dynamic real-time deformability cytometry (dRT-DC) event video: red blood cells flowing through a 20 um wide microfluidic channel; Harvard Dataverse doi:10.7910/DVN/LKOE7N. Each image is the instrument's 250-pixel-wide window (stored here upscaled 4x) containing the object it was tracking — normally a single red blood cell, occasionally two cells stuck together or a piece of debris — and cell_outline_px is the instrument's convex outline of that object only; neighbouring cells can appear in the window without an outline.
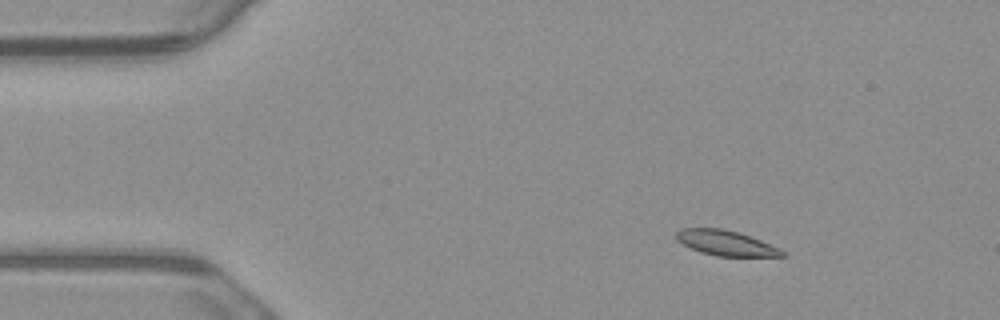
{"species": "common noctule bat (a hibernating species)", "species_latin": "Nyctalus noctula", "temperature_condition": "warm", "stored_images_in_passage": 3, "camera_frame_rate_fps": 3000, "um_per_image_px": 0.085, "animal": {"sex": "male", "body_mass_g": 23.1, "forearm_length_mm": 52.7}, "frame": {"image": 1, "passage_image": 1, "time_ms": 0.0, "image_size_px": [1000, 320], "cell_outline_px": [[788, 256], [716, 256], [700, 252], [676, 240], [676, 232], [680, 228], [720, 228], [740, 232], [780, 248]], "centroid_in_image_um": [61.7, 20.65], "position_along_channel_um": 23.3, "area_um2": 15.49}}
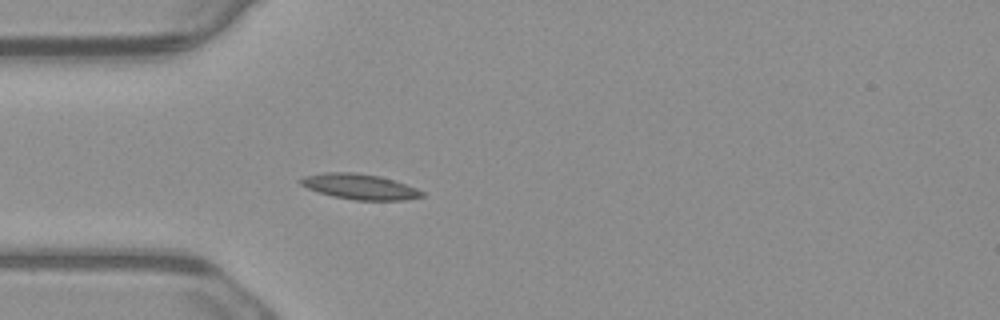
{"frame": {"image": 2, "passage_image": 3, "time_ms": 0.667, "image_size_px": [1000, 320], "cell_outline_px": [[424, 196], [404, 200], [356, 200], [332, 196], [308, 188], [300, 184], [296, 180], [304, 176], [324, 172], [352, 172], [380, 176], [416, 188], [424, 192]], "centroid_in_image_um": [30.54, 15.86], "position_along_channel_um": 54.5, "area_um2": 17.86}}